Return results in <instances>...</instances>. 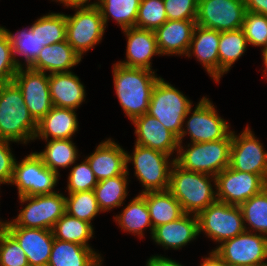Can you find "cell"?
<instances>
[{"instance_id":"2","label":"cell","mask_w":267,"mask_h":266,"mask_svg":"<svg viewBox=\"0 0 267 266\" xmlns=\"http://www.w3.org/2000/svg\"><path fill=\"white\" fill-rule=\"evenodd\" d=\"M37 122L31 116L21 90L12 81L0 85V139L34 140Z\"/></svg>"},{"instance_id":"24","label":"cell","mask_w":267,"mask_h":266,"mask_svg":"<svg viewBox=\"0 0 267 266\" xmlns=\"http://www.w3.org/2000/svg\"><path fill=\"white\" fill-rule=\"evenodd\" d=\"M49 91L53 106L75 110L85 98L79 77L72 72L49 74Z\"/></svg>"},{"instance_id":"10","label":"cell","mask_w":267,"mask_h":266,"mask_svg":"<svg viewBox=\"0 0 267 266\" xmlns=\"http://www.w3.org/2000/svg\"><path fill=\"white\" fill-rule=\"evenodd\" d=\"M58 176L34 152L20 163L15 160L11 184L17 186L19 197L52 194L55 193L53 188L58 182Z\"/></svg>"},{"instance_id":"31","label":"cell","mask_w":267,"mask_h":266,"mask_svg":"<svg viewBox=\"0 0 267 266\" xmlns=\"http://www.w3.org/2000/svg\"><path fill=\"white\" fill-rule=\"evenodd\" d=\"M128 173L129 171L126 170L122 175L108 178L97 183L93 191L101 212L122 206L127 196Z\"/></svg>"},{"instance_id":"16","label":"cell","mask_w":267,"mask_h":266,"mask_svg":"<svg viewBox=\"0 0 267 266\" xmlns=\"http://www.w3.org/2000/svg\"><path fill=\"white\" fill-rule=\"evenodd\" d=\"M230 167L236 171L261 175L267 180V152L249 127L239 136L232 132Z\"/></svg>"},{"instance_id":"40","label":"cell","mask_w":267,"mask_h":266,"mask_svg":"<svg viewBox=\"0 0 267 266\" xmlns=\"http://www.w3.org/2000/svg\"><path fill=\"white\" fill-rule=\"evenodd\" d=\"M247 44L267 47V16L246 11L242 25Z\"/></svg>"},{"instance_id":"9","label":"cell","mask_w":267,"mask_h":266,"mask_svg":"<svg viewBox=\"0 0 267 266\" xmlns=\"http://www.w3.org/2000/svg\"><path fill=\"white\" fill-rule=\"evenodd\" d=\"M199 233L204 231L216 242H224L246 230L240 206L216 200L197 215Z\"/></svg>"},{"instance_id":"48","label":"cell","mask_w":267,"mask_h":266,"mask_svg":"<svg viewBox=\"0 0 267 266\" xmlns=\"http://www.w3.org/2000/svg\"><path fill=\"white\" fill-rule=\"evenodd\" d=\"M200 266H228L223 259L212 250L209 257H205Z\"/></svg>"},{"instance_id":"41","label":"cell","mask_w":267,"mask_h":266,"mask_svg":"<svg viewBox=\"0 0 267 266\" xmlns=\"http://www.w3.org/2000/svg\"><path fill=\"white\" fill-rule=\"evenodd\" d=\"M28 260L20 244L9 233L0 237V266H27Z\"/></svg>"},{"instance_id":"12","label":"cell","mask_w":267,"mask_h":266,"mask_svg":"<svg viewBox=\"0 0 267 266\" xmlns=\"http://www.w3.org/2000/svg\"><path fill=\"white\" fill-rule=\"evenodd\" d=\"M215 189L218 201L240 206L267 187V180L258 174L225 168L216 176Z\"/></svg>"},{"instance_id":"13","label":"cell","mask_w":267,"mask_h":266,"mask_svg":"<svg viewBox=\"0 0 267 266\" xmlns=\"http://www.w3.org/2000/svg\"><path fill=\"white\" fill-rule=\"evenodd\" d=\"M244 0H198L196 24L216 31L242 28Z\"/></svg>"},{"instance_id":"44","label":"cell","mask_w":267,"mask_h":266,"mask_svg":"<svg viewBox=\"0 0 267 266\" xmlns=\"http://www.w3.org/2000/svg\"><path fill=\"white\" fill-rule=\"evenodd\" d=\"M168 20H196L198 0H163Z\"/></svg>"},{"instance_id":"50","label":"cell","mask_w":267,"mask_h":266,"mask_svg":"<svg viewBox=\"0 0 267 266\" xmlns=\"http://www.w3.org/2000/svg\"><path fill=\"white\" fill-rule=\"evenodd\" d=\"M8 226H9V222H2L0 221V237L8 232Z\"/></svg>"},{"instance_id":"20","label":"cell","mask_w":267,"mask_h":266,"mask_svg":"<svg viewBox=\"0 0 267 266\" xmlns=\"http://www.w3.org/2000/svg\"><path fill=\"white\" fill-rule=\"evenodd\" d=\"M127 36V60L118 64L126 67L145 68L151 70L150 60L159 55L154 30L131 27L124 29Z\"/></svg>"},{"instance_id":"32","label":"cell","mask_w":267,"mask_h":266,"mask_svg":"<svg viewBox=\"0 0 267 266\" xmlns=\"http://www.w3.org/2000/svg\"><path fill=\"white\" fill-rule=\"evenodd\" d=\"M246 47L247 40L242 28L220 32L219 80L221 75L229 71L232 64L243 55Z\"/></svg>"},{"instance_id":"37","label":"cell","mask_w":267,"mask_h":266,"mask_svg":"<svg viewBox=\"0 0 267 266\" xmlns=\"http://www.w3.org/2000/svg\"><path fill=\"white\" fill-rule=\"evenodd\" d=\"M66 213L91 224L101 211L93 190L69 193L65 197Z\"/></svg>"},{"instance_id":"38","label":"cell","mask_w":267,"mask_h":266,"mask_svg":"<svg viewBox=\"0 0 267 266\" xmlns=\"http://www.w3.org/2000/svg\"><path fill=\"white\" fill-rule=\"evenodd\" d=\"M37 37L45 47L66 40V15L50 13L37 20Z\"/></svg>"},{"instance_id":"46","label":"cell","mask_w":267,"mask_h":266,"mask_svg":"<svg viewBox=\"0 0 267 266\" xmlns=\"http://www.w3.org/2000/svg\"><path fill=\"white\" fill-rule=\"evenodd\" d=\"M246 11L267 16V0H244Z\"/></svg>"},{"instance_id":"23","label":"cell","mask_w":267,"mask_h":266,"mask_svg":"<svg viewBox=\"0 0 267 266\" xmlns=\"http://www.w3.org/2000/svg\"><path fill=\"white\" fill-rule=\"evenodd\" d=\"M185 213L179 219L154 228L152 239L166 249H180L199 235L197 215Z\"/></svg>"},{"instance_id":"35","label":"cell","mask_w":267,"mask_h":266,"mask_svg":"<svg viewBox=\"0 0 267 266\" xmlns=\"http://www.w3.org/2000/svg\"><path fill=\"white\" fill-rule=\"evenodd\" d=\"M43 164L50 170L58 172V167L67 168L77 160V149L71 139L52 140L47 142L43 152H36Z\"/></svg>"},{"instance_id":"30","label":"cell","mask_w":267,"mask_h":266,"mask_svg":"<svg viewBox=\"0 0 267 266\" xmlns=\"http://www.w3.org/2000/svg\"><path fill=\"white\" fill-rule=\"evenodd\" d=\"M114 219L118 221L121 229L139 235L141 238L145 227H151L150 231L153 234L154 229L152 228L150 214L145 197L142 194L133 198L122 213L118 216L116 215Z\"/></svg>"},{"instance_id":"49","label":"cell","mask_w":267,"mask_h":266,"mask_svg":"<svg viewBox=\"0 0 267 266\" xmlns=\"http://www.w3.org/2000/svg\"><path fill=\"white\" fill-rule=\"evenodd\" d=\"M61 3H64L67 7H79V6H86L85 4L88 3L89 0H56Z\"/></svg>"},{"instance_id":"18","label":"cell","mask_w":267,"mask_h":266,"mask_svg":"<svg viewBox=\"0 0 267 266\" xmlns=\"http://www.w3.org/2000/svg\"><path fill=\"white\" fill-rule=\"evenodd\" d=\"M135 125L137 135V145L151 148L172 155L174 150H178V137L166 129L156 118L149 114H143L132 120Z\"/></svg>"},{"instance_id":"19","label":"cell","mask_w":267,"mask_h":266,"mask_svg":"<svg viewBox=\"0 0 267 266\" xmlns=\"http://www.w3.org/2000/svg\"><path fill=\"white\" fill-rule=\"evenodd\" d=\"M196 20H167L154 30L159 53L187 54Z\"/></svg>"},{"instance_id":"39","label":"cell","mask_w":267,"mask_h":266,"mask_svg":"<svg viewBox=\"0 0 267 266\" xmlns=\"http://www.w3.org/2000/svg\"><path fill=\"white\" fill-rule=\"evenodd\" d=\"M163 0H141L136 28L155 30L167 21Z\"/></svg>"},{"instance_id":"5","label":"cell","mask_w":267,"mask_h":266,"mask_svg":"<svg viewBox=\"0 0 267 266\" xmlns=\"http://www.w3.org/2000/svg\"><path fill=\"white\" fill-rule=\"evenodd\" d=\"M191 107L183 93L160 77L153 88L147 114L179 138Z\"/></svg>"},{"instance_id":"47","label":"cell","mask_w":267,"mask_h":266,"mask_svg":"<svg viewBox=\"0 0 267 266\" xmlns=\"http://www.w3.org/2000/svg\"><path fill=\"white\" fill-rule=\"evenodd\" d=\"M146 266H182L181 264L163 256H152L148 259Z\"/></svg>"},{"instance_id":"33","label":"cell","mask_w":267,"mask_h":266,"mask_svg":"<svg viewBox=\"0 0 267 266\" xmlns=\"http://www.w3.org/2000/svg\"><path fill=\"white\" fill-rule=\"evenodd\" d=\"M141 0H99L96 6L99 8L106 26L109 17L116 20L121 29L136 26L138 9Z\"/></svg>"},{"instance_id":"51","label":"cell","mask_w":267,"mask_h":266,"mask_svg":"<svg viewBox=\"0 0 267 266\" xmlns=\"http://www.w3.org/2000/svg\"><path fill=\"white\" fill-rule=\"evenodd\" d=\"M262 55H263V60H264V65L266 66L265 67V70H264V73L266 71V74H267V47L266 48H262Z\"/></svg>"},{"instance_id":"3","label":"cell","mask_w":267,"mask_h":266,"mask_svg":"<svg viewBox=\"0 0 267 266\" xmlns=\"http://www.w3.org/2000/svg\"><path fill=\"white\" fill-rule=\"evenodd\" d=\"M210 176L216 183L215 176L185 170L174 162L168 190L181 204L185 213L198 215L217 200L216 192L210 183Z\"/></svg>"},{"instance_id":"45","label":"cell","mask_w":267,"mask_h":266,"mask_svg":"<svg viewBox=\"0 0 267 266\" xmlns=\"http://www.w3.org/2000/svg\"><path fill=\"white\" fill-rule=\"evenodd\" d=\"M8 140L0 139V184L11 183L15 158L10 151Z\"/></svg>"},{"instance_id":"52","label":"cell","mask_w":267,"mask_h":266,"mask_svg":"<svg viewBox=\"0 0 267 266\" xmlns=\"http://www.w3.org/2000/svg\"><path fill=\"white\" fill-rule=\"evenodd\" d=\"M249 266H267V265H249Z\"/></svg>"},{"instance_id":"6","label":"cell","mask_w":267,"mask_h":266,"mask_svg":"<svg viewBox=\"0 0 267 266\" xmlns=\"http://www.w3.org/2000/svg\"><path fill=\"white\" fill-rule=\"evenodd\" d=\"M169 157L170 155L163 152L137 144L132 157L126 153V170H128V163L133 161L135 176L145 187L141 193L169 189L171 167L175 162L173 159L170 163Z\"/></svg>"},{"instance_id":"25","label":"cell","mask_w":267,"mask_h":266,"mask_svg":"<svg viewBox=\"0 0 267 266\" xmlns=\"http://www.w3.org/2000/svg\"><path fill=\"white\" fill-rule=\"evenodd\" d=\"M78 129V121L73 109L54 106L38 123L35 138L48 141L71 139Z\"/></svg>"},{"instance_id":"8","label":"cell","mask_w":267,"mask_h":266,"mask_svg":"<svg viewBox=\"0 0 267 266\" xmlns=\"http://www.w3.org/2000/svg\"><path fill=\"white\" fill-rule=\"evenodd\" d=\"M21 203L29 201L17 218L8 227H26L52 230L54 224L66 212L65 196L52 193L35 196H20Z\"/></svg>"},{"instance_id":"11","label":"cell","mask_w":267,"mask_h":266,"mask_svg":"<svg viewBox=\"0 0 267 266\" xmlns=\"http://www.w3.org/2000/svg\"><path fill=\"white\" fill-rule=\"evenodd\" d=\"M228 266L267 265V236L247 229L215 250Z\"/></svg>"},{"instance_id":"28","label":"cell","mask_w":267,"mask_h":266,"mask_svg":"<svg viewBox=\"0 0 267 266\" xmlns=\"http://www.w3.org/2000/svg\"><path fill=\"white\" fill-rule=\"evenodd\" d=\"M146 200L152 228L175 221L185 212L169 190L141 193Z\"/></svg>"},{"instance_id":"36","label":"cell","mask_w":267,"mask_h":266,"mask_svg":"<svg viewBox=\"0 0 267 266\" xmlns=\"http://www.w3.org/2000/svg\"><path fill=\"white\" fill-rule=\"evenodd\" d=\"M243 220L252 230L267 236V187L240 205Z\"/></svg>"},{"instance_id":"1","label":"cell","mask_w":267,"mask_h":266,"mask_svg":"<svg viewBox=\"0 0 267 266\" xmlns=\"http://www.w3.org/2000/svg\"><path fill=\"white\" fill-rule=\"evenodd\" d=\"M116 95L125 114L132 121L146 114L151 95L160 77L145 68L126 67L118 63L113 67Z\"/></svg>"},{"instance_id":"4","label":"cell","mask_w":267,"mask_h":266,"mask_svg":"<svg viewBox=\"0 0 267 266\" xmlns=\"http://www.w3.org/2000/svg\"><path fill=\"white\" fill-rule=\"evenodd\" d=\"M232 131L224 138L206 143L188 144L186 150L179 144L175 163L181 168L216 176L230 166Z\"/></svg>"},{"instance_id":"14","label":"cell","mask_w":267,"mask_h":266,"mask_svg":"<svg viewBox=\"0 0 267 266\" xmlns=\"http://www.w3.org/2000/svg\"><path fill=\"white\" fill-rule=\"evenodd\" d=\"M13 82L21 90L25 105L38 123L54 106L49 91V75L31 68H18Z\"/></svg>"},{"instance_id":"42","label":"cell","mask_w":267,"mask_h":266,"mask_svg":"<svg viewBox=\"0 0 267 266\" xmlns=\"http://www.w3.org/2000/svg\"><path fill=\"white\" fill-rule=\"evenodd\" d=\"M98 180L96 179L91 167L85 159L72 168L68 177L67 189L69 193H75L80 191L93 190L97 185Z\"/></svg>"},{"instance_id":"22","label":"cell","mask_w":267,"mask_h":266,"mask_svg":"<svg viewBox=\"0 0 267 266\" xmlns=\"http://www.w3.org/2000/svg\"><path fill=\"white\" fill-rule=\"evenodd\" d=\"M219 41L220 31L196 24L190 47L186 54V56L190 57L193 53L216 82L219 81Z\"/></svg>"},{"instance_id":"17","label":"cell","mask_w":267,"mask_h":266,"mask_svg":"<svg viewBox=\"0 0 267 266\" xmlns=\"http://www.w3.org/2000/svg\"><path fill=\"white\" fill-rule=\"evenodd\" d=\"M8 232L20 244L31 266H47L54 242L52 230L8 227Z\"/></svg>"},{"instance_id":"34","label":"cell","mask_w":267,"mask_h":266,"mask_svg":"<svg viewBox=\"0 0 267 266\" xmlns=\"http://www.w3.org/2000/svg\"><path fill=\"white\" fill-rule=\"evenodd\" d=\"M52 232L55 239L90 247L87 242L93 235V227L65 212L54 224Z\"/></svg>"},{"instance_id":"15","label":"cell","mask_w":267,"mask_h":266,"mask_svg":"<svg viewBox=\"0 0 267 266\" xmlns=\"http://www.w3.org/2000/svg\"><path fill=\"white\" fill-rule=\"evenodd\" d=\"M187 129L182 130L179 144L187 132L192 143H206L224 139L229 132L228 123L218 114L208 98L203 97L187 121Z\"/></svg>"},{"instance_id":"43","label":"cell","mask_w":267,"mask_h":266,"mask_svg":"<svg viewBox=\"0 0 267 266\" xmlns=\"http://www.w3.org/2000/svg\"><path fill=\"white\" fill-rule=\"evenodd\" d=\"M17 71L8 37L0 28V85L12 82Z\"/></svg>"},{"instance_id":"21","label":"cell","mask_w":267,"mask_h":266,"mask_svg":"<svg viewBox=\"0 0 267 266\" xmlns=\"http://www.w3.org/2000/svg\"><path fill=\"white\" fill-rule=\"evenodd\" d=\"M126 151L111 139L98 145L86 159L99 181L122 175L126 171Z\"/></svg>"},{"instance_id":"27","label":"cell","mask_w":267,"mask_h":266,"mask_svg":"<svg viewBox=\"0 0 267 266\" xmlns=\"http://www.w3.org/2000/svg\"><path fill=\"white\" fill-rule=\"evenodd\" d=\"M101 261L91 247L54 238L47 266H101Z\"/></svg>"},{"instance_id":"29","label":"cell","mask_w":267,"mask_h":266,"mask_svg":"<svg viewBox=\"0 0 267 266\" xmlns=\"http://www.w3.org/2000/svg\"><path fill=\"white\" fill-rule=\"evenodd\" d=\"M0 28L5 32L8 37L9 43L12 48V55L15 64L18 68H22V64L16 59V55L25 57L26 67L29 68L37 59L39 53L43 49L37 37V21L27 30H22L12 34L4 27Z\"/></svg>"},{"instance_id":"26","label":"cell","mask_w":267,"mask_h":266,"mask_svg":"<svg viewBox=\"0 0 267 266\" xmlns=\"http://www.w3.org/2000/svg\"><path fill=\"white\" fill-rule=\"evenodd\" d=\"M81 61V56L62 41L43 47L35 62L29 67L33 70L51 73L71 72L70 68Z\"/></svg>"},{"instance_id":"7","label":"cell","mask_w":267,"mask_h":266,"mask_svg":"<svg viewBox=\"0 0 267 266\" xmlns=\"http://www.w3.org/2000/svg\"><path fill=\"white\" fill-rule=\"evenodd\" d=\"M76 8L73 16L66 15V41L81 56L102 40L105 24L96 3Z\"/></svg>"}]
</instances>
